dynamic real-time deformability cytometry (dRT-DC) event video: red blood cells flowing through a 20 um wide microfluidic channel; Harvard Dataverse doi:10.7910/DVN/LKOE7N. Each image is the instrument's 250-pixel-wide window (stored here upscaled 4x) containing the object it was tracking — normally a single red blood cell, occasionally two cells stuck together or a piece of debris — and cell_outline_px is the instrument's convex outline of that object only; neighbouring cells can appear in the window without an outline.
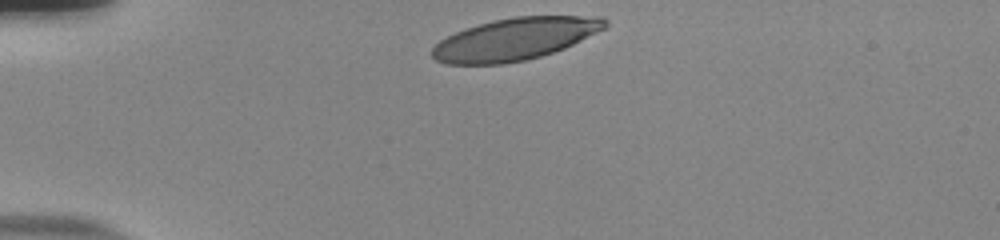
{"species": "human", "species_latin": "Homo sapiens", "temperature_condition": "room temperature", "stored_images_in_passage": 33, "camera_frame_rate_fps": 3000, "um_per_image_px": 0.085, "donor": {"sex": "male"}, "frame": {"image": 1, "passage_image": 1, "time_ms": 0.0, "image_size_px": [1000, 240], "cell_outline_px": [[608, 28], [564, 48], [540, 56], [524, 60], [504, 64], [444, 64], [436, 60], [432, 56], [432, 48], [440, 40], [456, 32], [480, 24], [496, 20], [516, 16], [604, 16], [608, 20]], "centroid_in_image_um": [43.83, 3.31], "position_along_channel_um": 41.2, "area_um2": 42.37}}
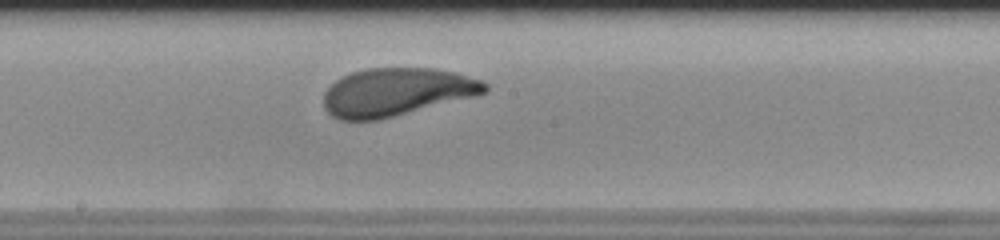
{"frame": {"image": 2, "passage_image": 18, "time_ms": 5.667, "image_size_px": [1000, 240], "cell_outline_px": [[488, 88], [484, 92], [476, 96], [376, 120], [340, 120], [332, 116], [324, 108], [324, 92], [336, 80], [352, 72], [368, 68], [432, 68], [456, 72], [480, 80], [488, 84]], "centroid_in_image_um": [33.69, 7.81], "position_along_channel_um": 214.5, "area_um2": 44.74}}
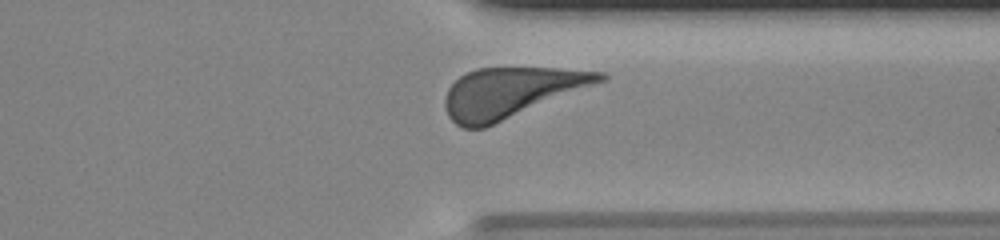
{"frame": {"image": 3, "passage_image": 30, "time_ms": 9.667, "image_size_px": [1000, 240], "cell_outline_px": [[608, 80], [484, 128], [464, 128], [456, 124], [448, 116], [444, 104], [444, 100], [448, 88], [460, 76], [476, 68], [556, 68], [604, 72], [608, 76]], "centroid_in_image_um": [43.45, 7.86], "position_along_channel_um": 368.0, "area_um2": 45.2}, "authors_computed_cell_mechanics": {"area_um2": 45.084, "velocity_mm_per_s": 3.8315, "shape_relaxation_time_tau1_ms": 2.5037, "shape_relaxation_time_tau2_ms": 1.7021, "deformation_change_tau1": 0.1569, "deformation_change_tau2": 0.0934}}